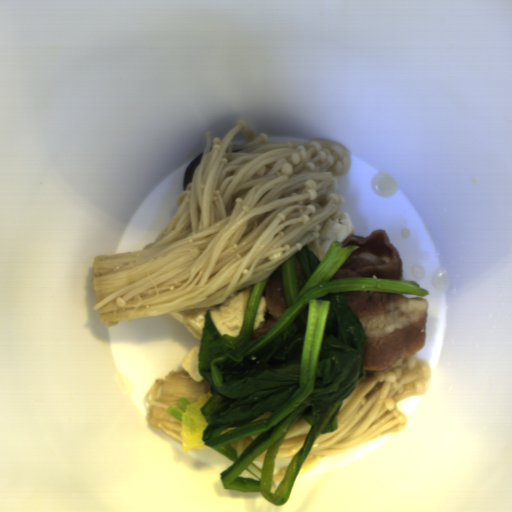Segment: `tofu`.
<instances>
[{"label": "tofu", "instance_id": "obj_2", "mask_svg": "<svg viewBox=\"0 0 512 512\" xmlns=\"http://www.w3.org/2000/svg\"><path fill=\"white\" fill-rule=\"evenodd\" d=\"M206 311L198 314H182V313H170L181 323H183L187 329L198 338V342L192 347V349L186 354L182 367L187 371L189 376L195 382L204 381V377L199 371V356L201 350V339L205 329V317Z\"/></svg>", "mask_w": 512, "mask_h": 512}, {"label": "tofu", "instance_id": "obj_1", "mask_svg": "<svg viewBox=\"0 0 512 512\" xmlns=\"http://www.w3.org/2000/svg\"><path fill=\"white\" fill-rule=\"evenodd\" d=\"M254 283L243 288L233 296L223 300L218 306L209 309L213 326L220 336L239 337L251 297Z\"/></svg>", "mask_w": 512, "mask_h": 512}, {"label": "tofu", "instance_id": "obj_3", "mask_svg": "<svg viewBox=\"0 0 512 512\" xmlns=\"http://www.w3.org/2000/svg\"><path fill=\"white\" fill-rule=\"evenodd\" d=\"M355 225L347 211L339 212L329 222L325 236L319 240L322 258L324 259L333 242L343 243L352 234Z\"/></svg>", "mask_w": 512, "mask_h": 512}, {"label": "tofu", "instance_id": "obj_4", "mask_svg": "<svg viewBox=\"0 0 512 512\" xmlns=\"http://www.w3.org/2000/svg\"><path fill=\"white\" fill-rule=\"evenodd\" d=\"M267 308H268V300H267L266 296H261V298L257 304V308H256L255 316H254L253 331L262 329L264 327V325L266 323L265 316H266Z\"/></svg>", "mask_w": 512, "mask_h": 512}]
</instances>
